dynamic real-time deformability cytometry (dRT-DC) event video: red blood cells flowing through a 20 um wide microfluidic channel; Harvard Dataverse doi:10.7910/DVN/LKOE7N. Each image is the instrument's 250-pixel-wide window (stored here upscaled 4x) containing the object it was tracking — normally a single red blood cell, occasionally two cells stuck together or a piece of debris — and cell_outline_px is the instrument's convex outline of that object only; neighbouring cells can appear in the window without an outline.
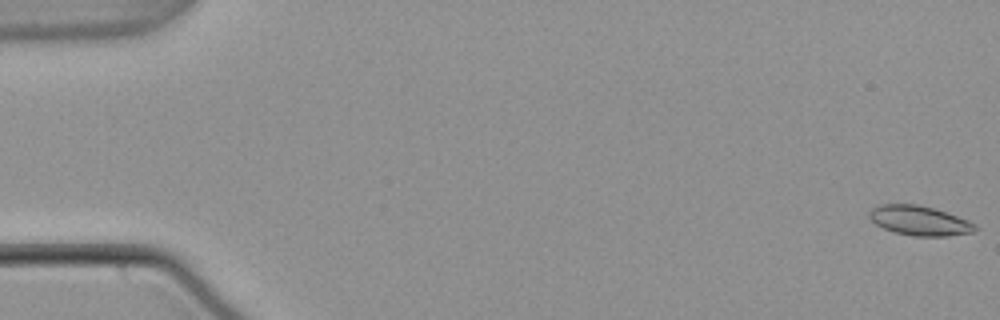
{"species": "common noctule bat (a hibernating species)", "species_latin": "Nyctalus noctula", "temperature_condition": "warm", "stored_images_in_passage": 56, "camera_frame_rate_fps": 3000, "um_per_image_px": 0.085, "animal": {"sex": "male", "body_mass_g": 21.5, "forearm_length_mm": 52.0}, "frame": {"image": 1, "passage_image": 1, "time_ms": 0.0, "image_size_px": [1000, 320], "cell_outline_px": [[980, 228], [972, 232], [948, 236], [912, 236], [892, 232], [876, 224], [868, 216], [872, 208], [880, 204], [916, 204], [932, 208], [968, 220], [976, 224]], "centroid_in_image_um": [78.16, 18.76], "position_along_channel_um": 6.8, "area_um2": 18.21}}
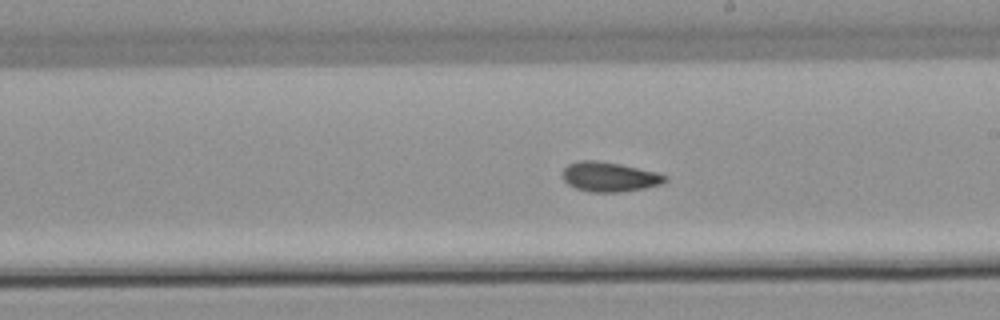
{"frame": {"image": 2, "passage_image": 32, "time_ms": 10.333, "image_size_px": [1000, 320], "cell_outline_px": [[668, 180], [660, 184], [644, 188], [620, 192], [588, 192], [576, 188], [568, 184], [560, 176], [560, 172], [568, 164], [580, 160], [596, 160], [620, 164], [656, 172], [668, 176]], "centroid_in_image_um": [51.75, 15.03], "position_along_channel_um": 237.2, "area_um2": 17.86}}
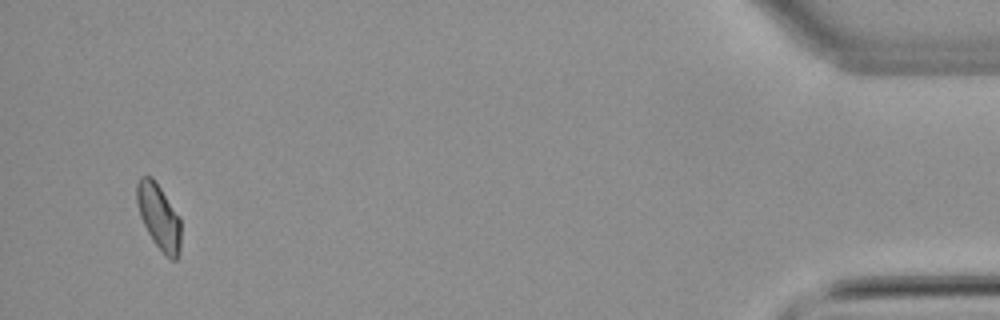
{"frame": {"image": 3, "passage_image": 53, "time_ms": 17.333, "image_size_px": [1000, 320], "cell_outline_px": [[180, 252], [176, 260], [172, 260], [164, 256], [152, 240], [140, 216], [136, 204], [136, 184], [140, 176], [152, 176], [180, 216]], "centroid_in_image_um": [13.5, 18.43], "position_along_channel_um": 421.7, "area_um2": 17.05}, "authors_computed_cell_mechanics": {"area_um2": 17.3978, "velocity_mm_per_s": 3.7824, "shape_relaxation_time_tau1_ms": null, "shape_relaxation_time_tau2_ms": 2.7756, "deformation_change_tau1": null, "deformation_change_tau2": 0.0754}}